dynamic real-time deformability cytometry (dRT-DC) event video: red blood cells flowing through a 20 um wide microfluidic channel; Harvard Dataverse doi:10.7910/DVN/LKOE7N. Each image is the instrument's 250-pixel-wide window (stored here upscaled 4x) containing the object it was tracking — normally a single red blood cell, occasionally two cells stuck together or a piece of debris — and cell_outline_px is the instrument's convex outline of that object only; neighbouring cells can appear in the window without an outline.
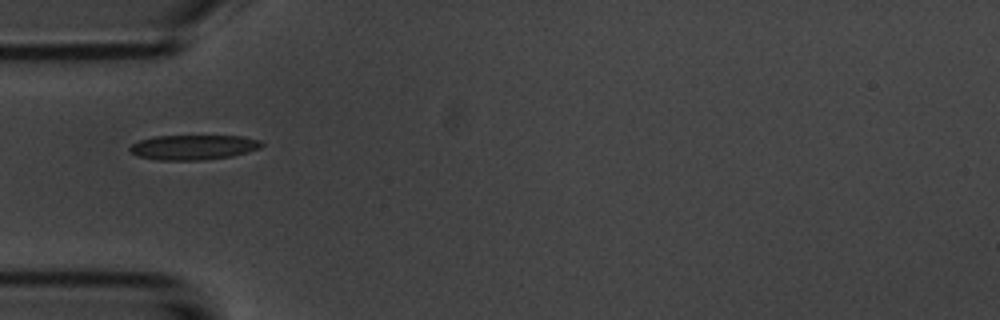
{"species": "common noctule bat (a hibernating species)", "species_latin": "Nyctalus noctula", "temperature_condition": "room temperature", "stored_images_in_passage": 8, "camera_frame_rate_fps": 3000, "um_per_image_px": 0.085, "animal": {"sex": "male", "body_mass_g": 20.1, "forearm_length_mm": 53.5}, "frame": {"image": 1, "passage_image": 7, "time_ms": 6.667, "image_size_px": [1000, 320], "cell_outline_px": [[264, 144], [260, 148], [248, 152], [232, 156], [204, 160], [156, 160], [136, 156], [128, 148], [132, 144], [140, 140], [152, 136], [244, 136], [260, 140]], "centroid_in_image_um": [16.44, 12.52], "position_along_channel_um": 68.6, "area_um2": 19.25}}